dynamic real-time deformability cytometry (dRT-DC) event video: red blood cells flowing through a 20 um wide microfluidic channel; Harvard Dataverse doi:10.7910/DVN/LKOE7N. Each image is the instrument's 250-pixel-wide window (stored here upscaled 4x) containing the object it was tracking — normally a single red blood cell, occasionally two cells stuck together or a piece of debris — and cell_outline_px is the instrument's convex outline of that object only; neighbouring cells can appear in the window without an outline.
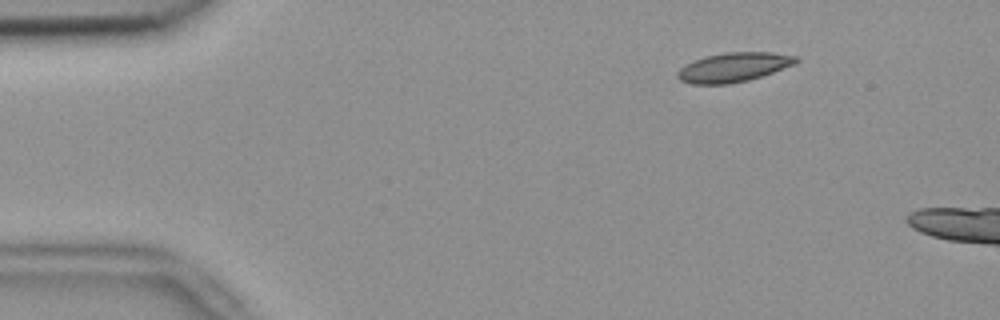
{"species": "common noctule bat (a hibernating species)", "species_latin": "Nyctalus noctula", "temperature_condition": "room temperature", "stored_images_in_passage": 17, "camera_frame_rate_fps": 3000, "um_per_image_px": 0.085, "animal": {"sex": "female", "body_mass_g": 18.4}, "frame": {"image": 1, "passage_image": 8, "time_ms": 2.333, "image_size_px": [1000, 320], "cell_outline_px": [[800, 60], [796, 64], [748, 80], [728, 84], [692, 84], [680, 80], [676, 76], [676, 72], [680, 68], [696, 60], [708, 56], [724, 52], [772, 52], [796, 56]], "centroid_in_image_um": [62.37, 5.71], "position_along_channel_um": 22.6, "area_um2": 20.06}}